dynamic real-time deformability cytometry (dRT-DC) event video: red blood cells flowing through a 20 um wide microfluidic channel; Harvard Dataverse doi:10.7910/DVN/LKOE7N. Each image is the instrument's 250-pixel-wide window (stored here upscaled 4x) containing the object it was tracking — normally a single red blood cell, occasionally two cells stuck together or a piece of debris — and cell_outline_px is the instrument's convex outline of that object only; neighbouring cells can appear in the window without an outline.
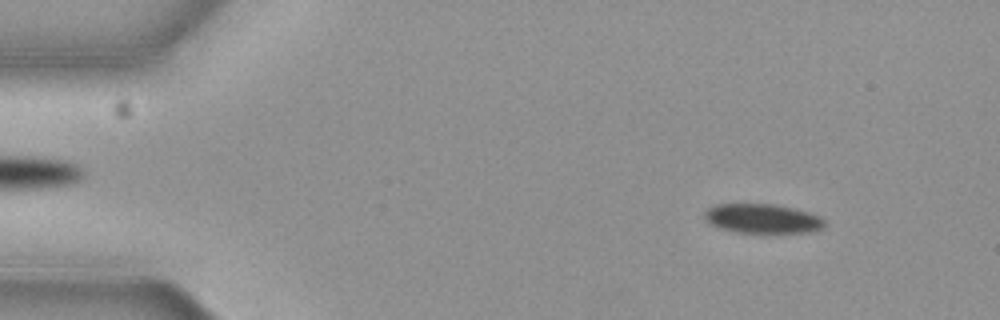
{"species": "common noctule bat (a hibernating species)", "species_latin": "Nyctalus noctula", "temperature_condition": "cold", "stored_images_in_passage": 56, "camera_frame_rate_fps": 3000, "um_per_image_px": 0.085, "animal": {"sex": "female", "body_mass_g": 19.3, "forearm_length_mm": 54.1}, "frame": {"image": 1, "passage_image": 6, "time_ms": 1.667, "image_size_px": [1000, 320], "cell_outline_px": [[824, 228], [808, 232], [736, 232], [720, 228], [708, 224], [704, 220], [704, 212], [708, 208], [716, 204], [776, 204], [808, 212], [820, 216], [824, 220]], "centroid_in_image_um": [64.76, 18.57], "position_along_channel_um": 20.2, "area_um2": 20.52}}
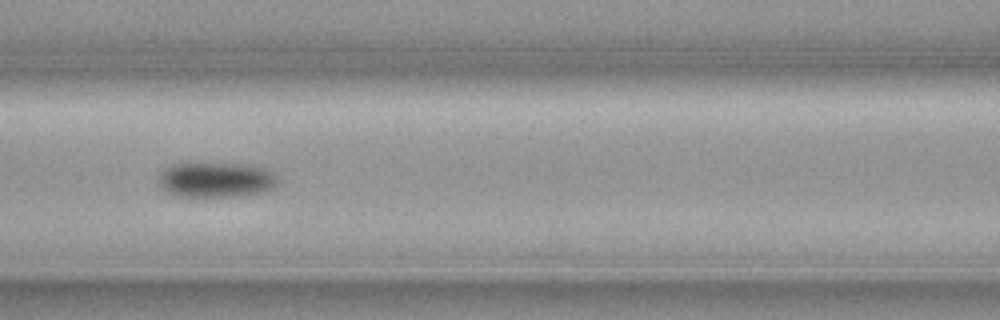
{"frame": {"image": 2, "passage_image": 24, "time_ms": 7.667, "image_size_px": [1000, 320], "cell_outline_px": [[280, 180], [276, 188], [264, 192], [240, 196], [176, 196], [168, 192], [160, 184], [160, 172], [164, 168], [172, 164], [256, 164], [268, 168], [276, 172]], "centroid_in_image_um": [18.51, 15.27], "position_along_channel_um": 148.1, "area_um2": 24.8}}
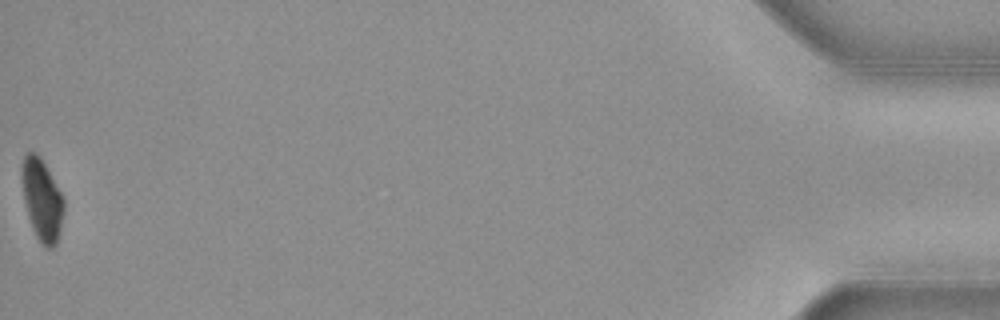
{"frame": {"image": 3, "passage_image": 56, "time_ms": 18.333, "image_size_px": [1000, 320], "cell_outline_px": [[64, 212], [56, 244], [52, 248], [44, 248], [36, 236], [32, 228], [28, 216], [24, 200], [20, 176], [20, 168], [24, 156], [28, 152], [36, 152], [40, 156], [60, 192], [64, 200]], "centroid_in_image_um": [3.54, 16.97], "position_along_channel_um": 431.7, "area_um2": 20.0}, "authors_computed_cell_mechanics": {"area_um2": 22.1374, "velocity_mm_per_s": 3.6601, "shape_relaxation_time_tau1_ms": 4.7803, "shape_relaxation_time_tau2_ms": null, "deformation_change_tau1": 0.1192, "deformation_change_tau2": null}}